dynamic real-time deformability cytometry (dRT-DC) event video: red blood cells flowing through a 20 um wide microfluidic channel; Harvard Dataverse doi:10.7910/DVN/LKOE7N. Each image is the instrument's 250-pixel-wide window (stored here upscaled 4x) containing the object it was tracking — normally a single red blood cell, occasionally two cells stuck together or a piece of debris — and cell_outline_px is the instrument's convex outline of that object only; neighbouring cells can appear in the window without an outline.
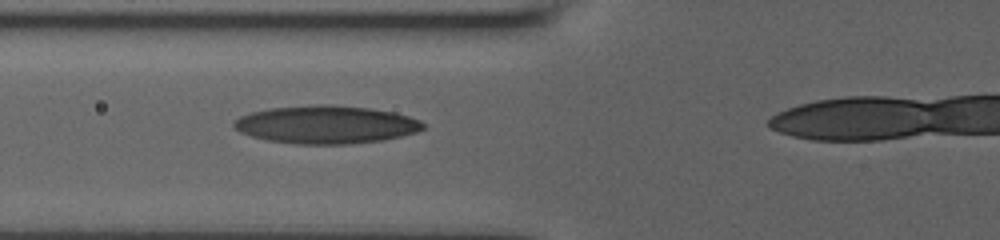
{"species": "human", "species_latin": "Homo sapiens", "temperature_condition": "room temperature", "stored_images_in_passage": 20, "segment_of_instrument_passage": [1, 2], "camera_frame_rate_fps": 3000, "um_per_image_px": 0.085, "donor": {"sex": "male"}, "frame": {"image": 1, "passage_image": 14, "time_ms": 5.333, "image_size_px": [1000, 240], "cell_outline_px": [[424, 128], [416, 132], [384, 140], [348, 144], [296, 144], [268, 140], [252, 136], [240, 132], [232, 124], [240, 116], [252, 112], [268, 108], [320, 104], [328, 104], [372, 108], [392, 112], [408, 116], [420, 120], [424, 124]], "centroid_in_image_um": [27.72, 10.59], "position_along_channel_um": 98.1, "area_um2": 41.79}}
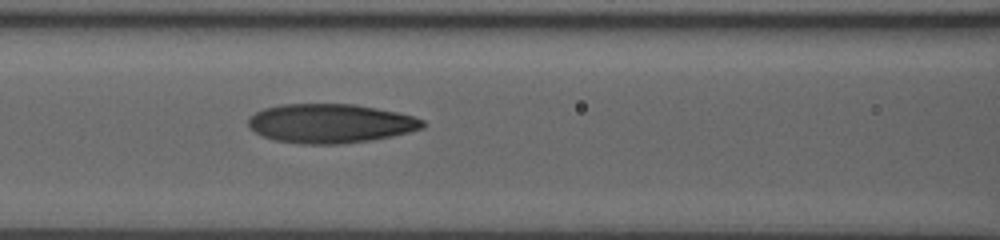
{"frame": {"image": 2, "passage_image": 16, "time_ms": 6.333, "image_size_px": [1000, 240], "cell_outline_px": [[424, 128], [392, 136], [368, 140], [340, 144], [304, 144], [272, 140], [248, 128], [248, 116], [264, 108], [280, 104], [356, 104], [396, 112], [412, 116], [424, 120]], "centroid_in_image_um": [28.04, 10.49], "position_along_channel_um": 138.6, "area_um2": 39.77}}